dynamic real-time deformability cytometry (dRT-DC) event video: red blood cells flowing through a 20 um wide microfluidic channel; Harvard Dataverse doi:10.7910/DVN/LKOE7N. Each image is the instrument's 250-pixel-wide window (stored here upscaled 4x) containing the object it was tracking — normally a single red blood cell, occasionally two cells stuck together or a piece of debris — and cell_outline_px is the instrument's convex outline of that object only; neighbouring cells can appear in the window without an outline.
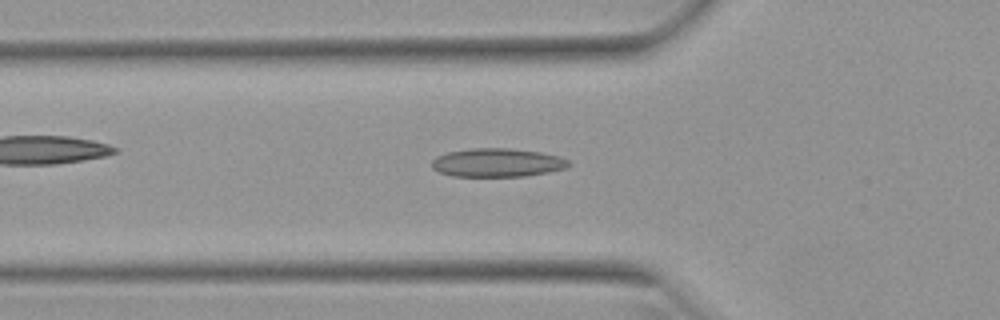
{"species": "Egyptian fruit bat (a non-hibernating species)", "species_latin": "Rousettus aegyptiacus", "temperature_condition": "warm", "stored_images_in_passage": 52, "camera_frame_rate_fps": 3000, "um_per_image_px": 0.085, "animal": {"sex": "female"}, "frame": {"image": 1, "passage_image": 18, "time_ms": 5.667, "image_size_px": [1000, 320], "cell_outline_px": [[572, 164], [568, 168], [548, 172], [524, 176], [452, 176], [440, 172], [432, 168], [432, 160], [436, 156], [448, 152], [472, 148], [508, 148], [540, 152], [560, 156], [568, 160]], "centroid_in_image_um": [42.29, 13.82], "position_along_channel_um": 83.5, "area_um2": 22.83}}
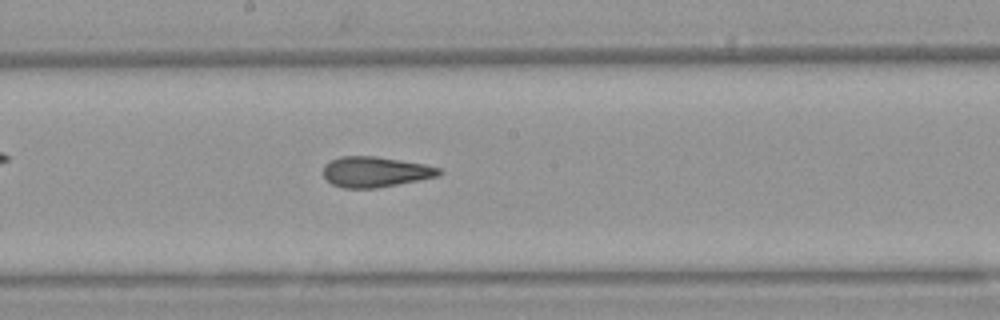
{"frame": {"image": 2, "passage_image": 28, "time_ms": 9.0, "image_size_px": [1000, 320], "cell_outline_px": [[444, 172], [440, 176], [420, 180], [376, 188], [344, 188], [332, 184], [324, 176], [324, 164], [340, 156], [376, 156], [424, 164], [440, 168]], "centroid_in_image_um": [31.93, 14.61], "position_along_channel_um": 216.3, "area_um2": 20.58}}
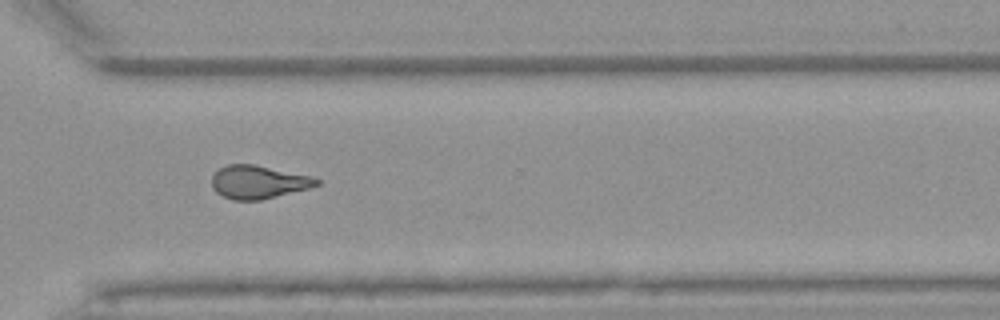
{"frame": {"image": 3, "passage_image": 38, "time_ms": 12.333, "image_size_px": [1000, 320], "cell_outline_px": [[320, 184], [308, 188], [260, 200], [232, 200], [216, 192], [212, 188], [212, 176], [220, 168], [228, 164], [252, 164], [312, 176], [320, 180]], "centroid_in_image_um": [21.95, 15.47], "position_along_channel_um": 348.7, "area_um2": 20.06}, "authors_computed_cell_mechanics": {"area_um2": 20.8369, "velocity_mm_per_s": 3.9751, "shape_relaxation_time_tau1_ms": null, "shape_relaxation_time_tau2_ms": 1.9144, "deformation_change_tau1": null, "deformation_change_tau2": 0.0947}}